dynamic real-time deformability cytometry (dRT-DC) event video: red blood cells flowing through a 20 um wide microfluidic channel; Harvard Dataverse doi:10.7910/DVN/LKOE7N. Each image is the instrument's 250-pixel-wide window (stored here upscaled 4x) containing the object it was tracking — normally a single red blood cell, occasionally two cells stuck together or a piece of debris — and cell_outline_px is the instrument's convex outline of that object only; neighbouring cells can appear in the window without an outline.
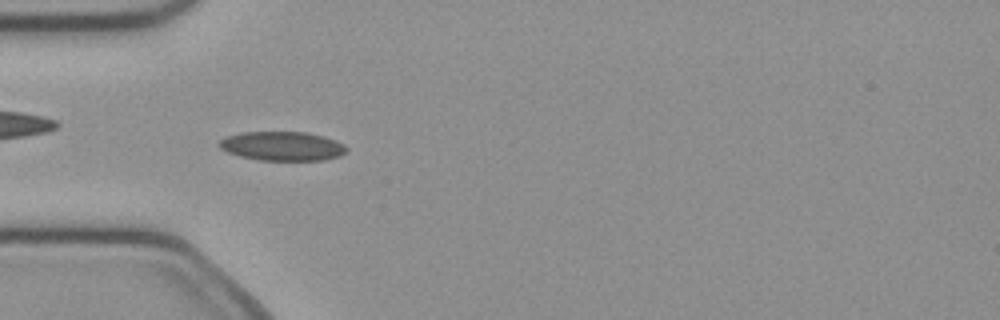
{"species": "common noctule bat (a hibernating species)", "species_latin": "Nyctalus noctula", "temperature_condition": "cold", "stored_images_in_passage": 50, "camera_frame_rate_fps": 3000, "um_per_image_px": 0.085, "animal": {"sex": "female", "body_mass_g": 21.9}, "frame": {"image": 1, "passage_image": 15, "time_ms": 4.667, "image_size_px": [1000, 320], "cell_outline_px": [[348, 152], [340, 156], [324, 160], [260, 160], [240, 156], [228, 152], [220, 148], [216, 144], [220, 140], [228, 136], [244, 132], [304, 132], [324, 136], [336, 140], [344, 144], [348, 148]], "centroid_in_image_um": [24.03, 12.42], "position_along_channel_um": 61.0, "area_um2": 21.68}}
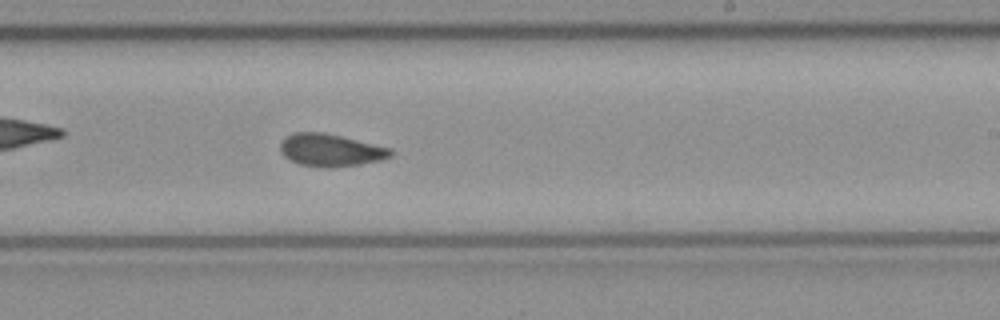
{"frame": {"image": 2, "passage_image": 30, "time_ms": 9.667, "image_size_px": [1000, 320], "cell_outline_px": [[396, 152], [392, 156], [380, 160], [360, 164], [332, 168], [324, 168], [300, 164], [284, 156], [280, 152], [280, 144], [292, 132], [324, 132], [392, 148]], "centroid_in_image_um": [28.14, 12.76], "position_along_channel_um": 260.9, "area_um2": 20.98}}
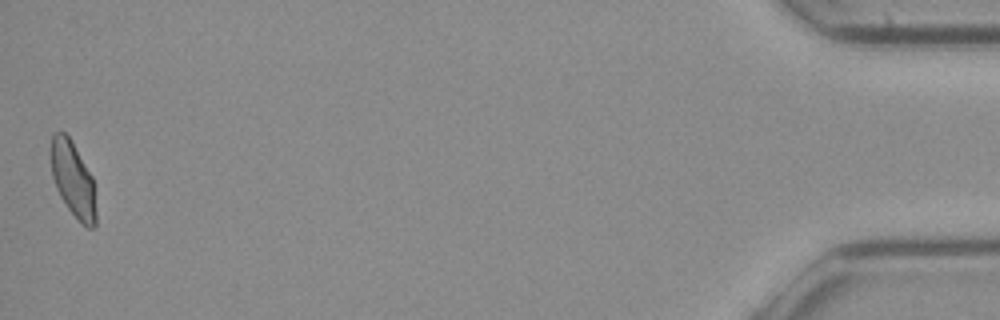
{"frame": {"image": 3, "passage_image": 50, "time_ms": 16.333, "image_size_px": [1000, 320], "cell_outline_px": [[96, 224], [92, 228], [88, 228], [68, 208], [60, 196], [56, 188], [52, 176], [48, 152], [52, 136], [56, 132], [64, 132], [68, 136], [92, 176], [96, 212]], "centroid_in_image_um": [6.16, 15.21], "position_along_channel_um": 429.0, "area_um2": 19.65}, "authors_computed_cell_mechanics": {"area_um2": 20.9525, "velocity_mm_per_s": 4.0179, "shape_relaxation_time_tau1_ms": null, "shape_relaxation_time_tau2_ms": 1.9896, "deformation_change_tau1": null, "deformation_change_tau2": 0.0784}}